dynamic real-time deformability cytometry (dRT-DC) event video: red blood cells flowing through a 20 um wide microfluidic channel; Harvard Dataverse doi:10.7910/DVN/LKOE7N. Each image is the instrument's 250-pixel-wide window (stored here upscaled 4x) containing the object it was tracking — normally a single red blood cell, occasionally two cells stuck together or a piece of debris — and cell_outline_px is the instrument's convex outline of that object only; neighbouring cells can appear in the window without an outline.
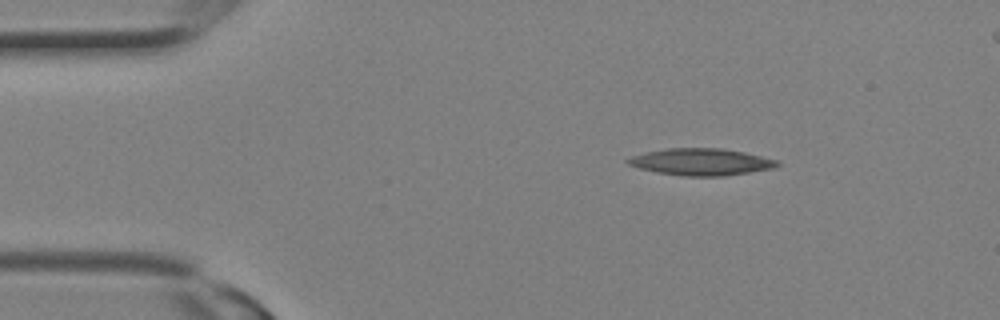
{"species": "Egyptian fruit bat (a non-hibernating species)", "species_latin": "Rousettus aegyptiacus", "temperature_condition": "room temperature", "stored_images_in_passage": 6, "camera_frame_rate_fps": 3000, "um_per_image_px": 0.085, "animal": {"sex": "female"}, "frame": {"image": 1, "passage_image": 1, "time_ms": 0.0, "image_size_px": [1000, 320], "cell_outline_px": [[780, 164], [776, 168], [724, 176], [684, 176], [656, 172], [640, 168], [628, 164], [624, 160], [632, 156], [648, 152], [668, 148], [720, 148], [744, 152], [776, 160]], "centroid_in_image_um": [59.6, 13.76], "position_along_channel_um": 25.4, "area_um2": 23.24}}
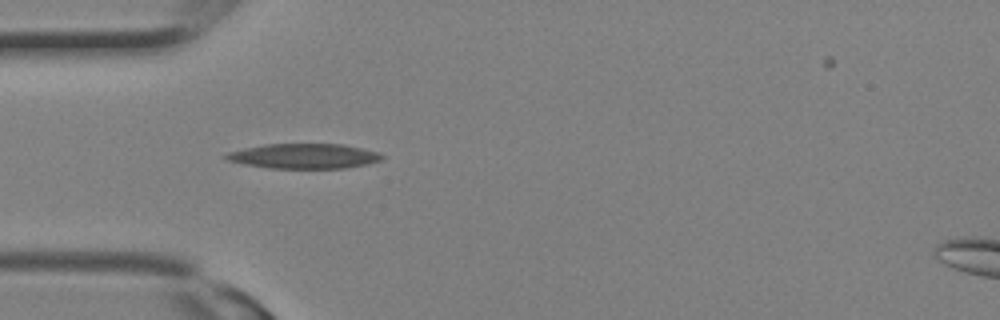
{"frame": {"image": 2, "passage_image": 5, "time_ms": 1.333, "image_size_px": [1000, 320], "cell_outline_px": [[384, 156], [380, 160], [368, 164], [344, 168], [268, 168], [244, 164], [228, 160], [220, 156], [228, 152], [244, 148], [264, 144], [344, 144], [364, 148], [376, 152]], "centroid_in_image_um": [25.81, 13.26], "position_along_channel_um": 59.2, "area_um2": 22.72}}